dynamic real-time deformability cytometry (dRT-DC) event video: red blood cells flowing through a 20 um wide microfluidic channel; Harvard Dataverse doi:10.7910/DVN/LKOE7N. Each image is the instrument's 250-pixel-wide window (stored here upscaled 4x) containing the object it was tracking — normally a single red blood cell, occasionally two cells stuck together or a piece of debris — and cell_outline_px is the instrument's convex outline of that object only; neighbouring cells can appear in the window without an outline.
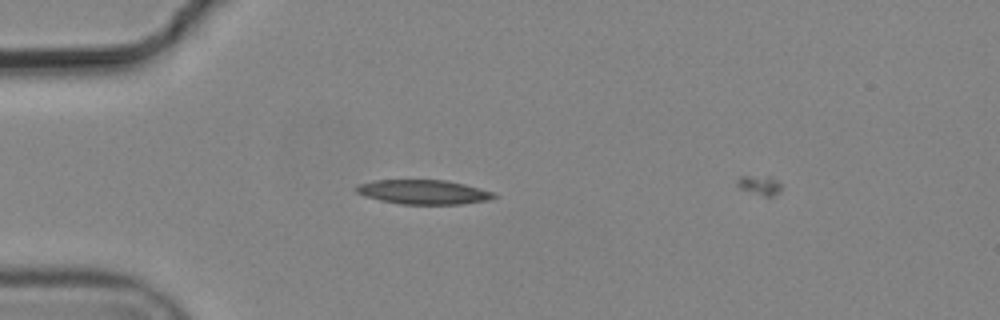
{"species": "common noctule bat (a hibernating species)", "species_latin": "Nyctalus noctula", "temperature_condition": "cold", "stored_images_in_passage": 6, "camera_frame_rate_fps": 3000, "um_per_image_px": 0.085, "animal": {"sex": "male", "body_mass_g": 19.2, "forearm_length_mm": 51.8}, "frame": {"image": 1, "passage_image": 5, "time_ms": 1.333, "image_size_px": [1000, 320], "cell_outline_px": [[500, 196], [488, 200], [460, 204], [400, 204], [380, 200], [364, 196], [356, 192], [352, 188], [356, 184], [376, 180], [444, 180], [464, 184], [496, 192]], "centroid_in_image_um": [35.98, 16.32], "position_along_channel_um": 49.0, "area_um2": 19.77}}